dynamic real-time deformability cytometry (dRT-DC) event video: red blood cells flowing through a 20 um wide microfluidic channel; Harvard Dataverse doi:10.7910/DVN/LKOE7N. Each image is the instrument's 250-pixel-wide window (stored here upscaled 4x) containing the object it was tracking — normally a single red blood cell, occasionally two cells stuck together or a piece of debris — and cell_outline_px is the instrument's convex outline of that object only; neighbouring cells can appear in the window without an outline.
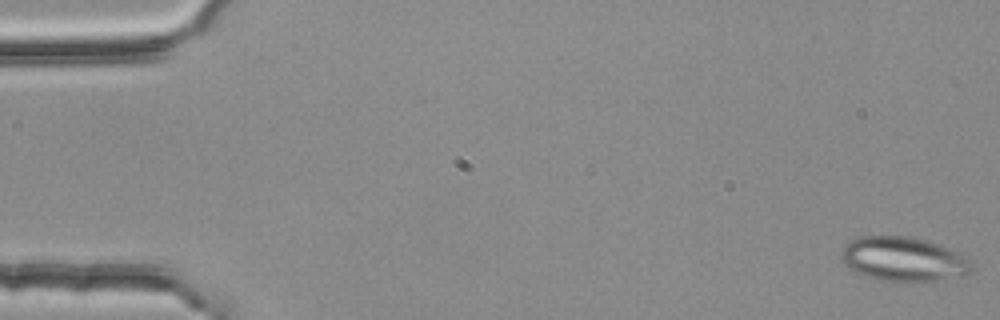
{"species": "common noctule bat (a hibernating species)", "species_latin": "Nyctalus noctula", "temperature_condition": "room temperature", "stored_images_in_passage": 5, "camera_frame_rate_fps": 3000, "um_per_image_px": 0.085, "animal": {"sex": "female", "body_mass_g": 25.1}, "frame": {"image": 1, "passage_image": 1, "time_ms": 0.0, "image_size_px": [1000, 320], "cell_outline_px": [[976, 268], [968, 272], [944, 280], [912, 284], [900, 284], [880, 280], [864, 276], [856, 272], [840, 256], [840, 252], [844, 244], [848, 240], [860, 236], [912, 236], [928, 240], [940, 244], [960, 252], [972, 260]], "centroid_in_image_um": [76.85, 22.05], "position_along_channel_um": 8.1, "area_um2": 34.91}}